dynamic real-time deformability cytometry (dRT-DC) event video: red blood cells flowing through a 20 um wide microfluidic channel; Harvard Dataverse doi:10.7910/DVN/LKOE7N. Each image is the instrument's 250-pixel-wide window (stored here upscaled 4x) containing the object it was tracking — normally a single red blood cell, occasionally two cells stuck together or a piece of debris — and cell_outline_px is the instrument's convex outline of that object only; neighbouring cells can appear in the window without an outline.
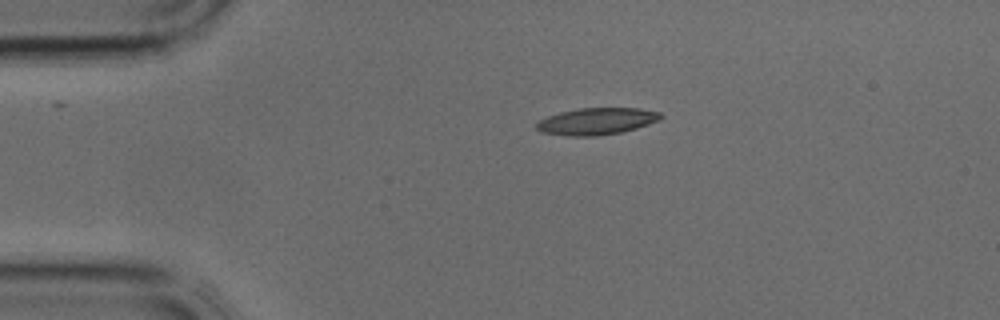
{"species": "common noctule bat (a hibernating species)", "species_latin": "Nyctalus noctula", "temperature_condition": "cold", "stored_images_in_passage": 32, "camera_frame_rate_fps": 3000, "um_per_image_px": 0.085, "animal": {"sex": "male", "body_mass_g": 17.9, "forearm_length_mm": 54.2}, "frame": {"image": 1, "passage_image": 1, "time_ms": 0.0, "image_size_px": [1000, 320], "cell_outline_px": [[664, 116], [660, 120], [636, 128], [620, 132], [596, 136], [568, 136], [540, 132], [536, 128], [536, 120], [560, 112], [580, 108], [640, 108], [660, 112]], "centroid_in_image_um": [50.7, 10.3], "position_along_channel_um": 34.3, "area_um2": 19.54}}
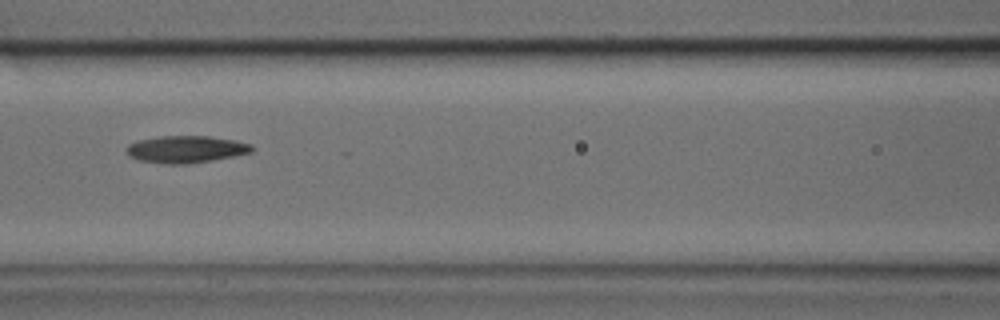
{"frame": {"image": 2, "passage_image": 10, "time_ms": 3.0, "image_size_px": [1000, 320], "cell_outline_px": [[256, 148], [252, 152], [212, 160], [188, 164], [164, 164], [140, 160], [128, 156], [124, 148], [128, 144], [140, 140], [160, 136], [208, 136], [236, 140], [252, 144]], "centroid_in_image_um": [15.81, 12.69], "position_along_channel_um": 150.8, "area_um2": 19.94}}
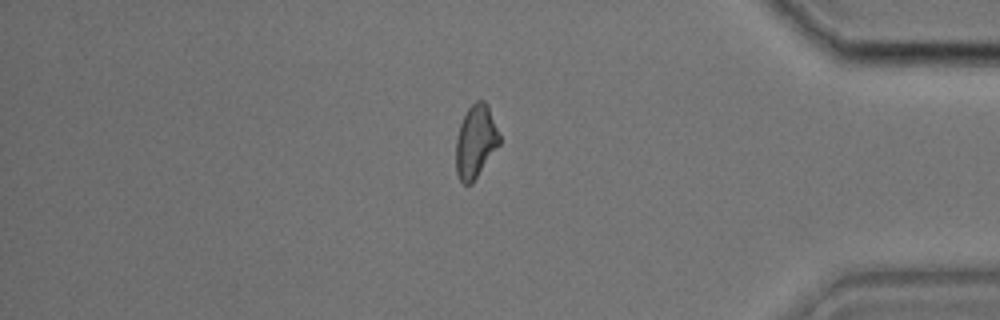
{"frame": {"image": 3, "passage_image": 26, "time_ms": 8.333, "image_size_px": [1000, 320], "cell_outline_px": [[500, 144], [472, 184], [464, 184], [460, 180], [456, 172], [456, 136], [460, 124], [468, 108], [476, 100], [484, 100], [488, 104], [500, 136]], "centroid_in_image_um": [40.43, 12.03], "position_along_channel_um": 394.8, "area_um2": 18.55}}